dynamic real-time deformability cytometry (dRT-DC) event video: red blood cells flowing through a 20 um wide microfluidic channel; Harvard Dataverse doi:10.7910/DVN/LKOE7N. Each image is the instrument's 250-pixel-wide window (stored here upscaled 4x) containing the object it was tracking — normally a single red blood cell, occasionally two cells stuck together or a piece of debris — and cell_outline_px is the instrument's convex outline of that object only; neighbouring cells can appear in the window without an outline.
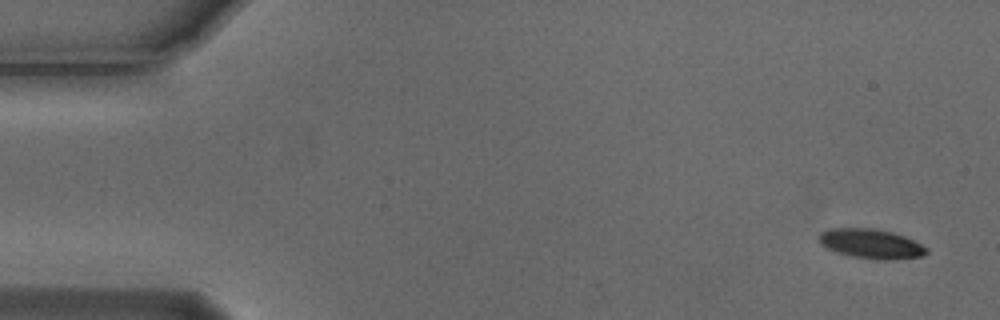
{"species": "Egyptian fruit bat (a non-hibernating species)", "species_latin": "Rousettus aegyptiacus", "temperature_condition": "cold", "stored_images_in_passage": 6, "camera_frame_rate_fps": 3000, "um_per_image_px": 0.085, "animal": {"sex": "male"}, "frame": {"image": 1, "passage_image": 1, "time_ms": 0.0, "image_size_px": [1000, 320], "cell_outline_px": [[928, 252], [920, 256], [888, 260], [876, 260], [852, 256], [836, 252], [820, 244], [820, 232], [832, 228], [872, 228], [892, 232], [904, 236], [928, 248]], "centroid_in_image_um": [74.03, 20.72], "position_along_channel_um": 11.0, "area_um2": 18.32}}
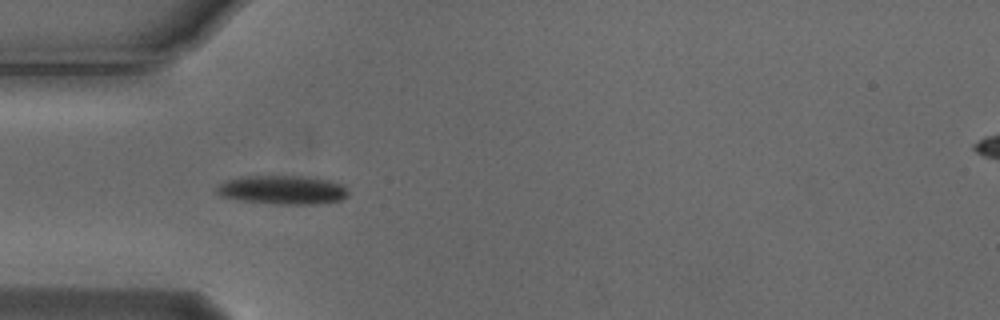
{"frame": {"image": 2, "passage_image": 5, "time_ms": 1.333, "image_size_px": [1000, 320], "cell_outline_px": [[348, 196], [340, 200], [316, 204], [276, 204], [244, 200], [220, 196], [216, 192], [216, 188], [224, 180], [240, 176], [308, 176], [332, 180], [344, 184], [348, 192]], "centroid_in_image_um": [24.05, 16.12], "position_along_channel_um": 61.0, "area_um2": 22.31}}
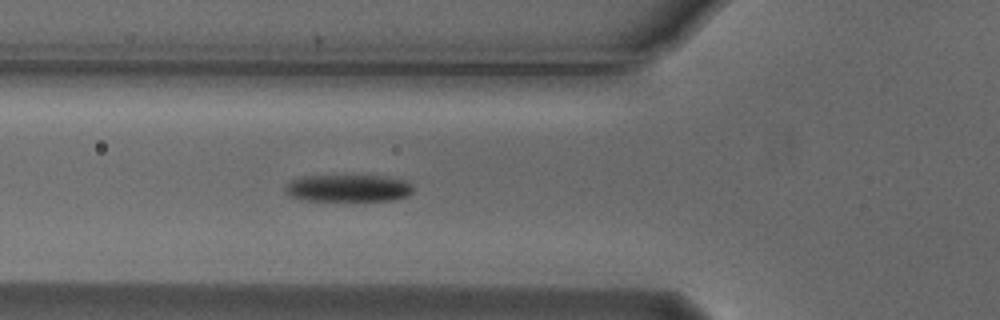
{"frame": {"image": 3, "passage_image": 6, "time_ms": 1.667, "image_size_px": [1000, 320], "cell_outline_px": [[412, 192], [408, 196], [396, 200], [300, 200], [288, 196], [284, 188], [292, 180], [304, 176], [380, 176], [404, 180], [412, 188]], "centroid_in_image_um": [29.56, 16.0], "position_along_channel_um": 96.2, "area_um2": 20.0}}